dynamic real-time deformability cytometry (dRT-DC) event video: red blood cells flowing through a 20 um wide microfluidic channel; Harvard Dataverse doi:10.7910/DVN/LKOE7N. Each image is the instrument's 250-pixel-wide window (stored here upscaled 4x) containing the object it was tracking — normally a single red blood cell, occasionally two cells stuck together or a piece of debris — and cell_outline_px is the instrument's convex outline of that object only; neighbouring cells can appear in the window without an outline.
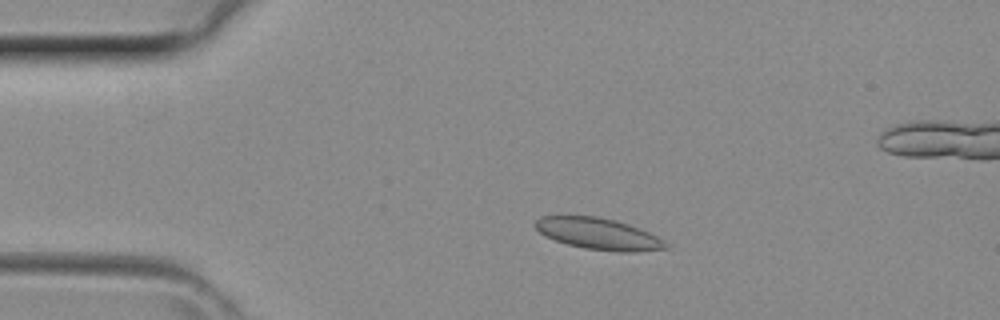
{"species": "common noctule bat (a hibernating species)", "species_latin": "Nyctalus noctula", "temperature_condition": "room temperature", "stored_images_in_passage": 42, "camera_frame_rate_fps": 3000, "um_per_image_px": 0.085, "animal": {"sex": "female", "body_mass_g": 29.2, "forearm_length_mm": 56.3}, "frame": {"image": 1, "passage_image": 8, "time_ms": 2.333, "image_size_px": [1000, 320], "cell_outline_px": [[668, 248], [636, 252], [616, 252], [584, 248], [568, 244], [544, 236], [532, 224], [540, 216], [596, 216], [616, 220], [628, 224], [648, 232], [664, 240], [668, 244]], "centroid_in_image_um": [50.86, 19.87], "position_along_channel_um": 34.1, "area_um2": 23.93}}
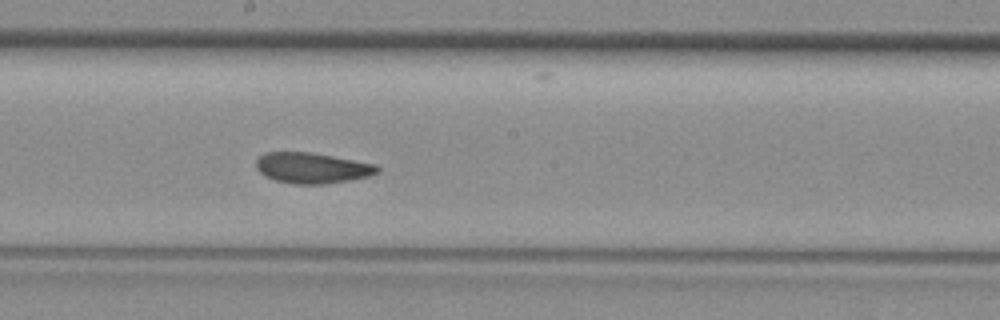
{"frame": {"image": 2, "passage_image": 22, "time_ms": 7.0, "image_size_px": [1000, 320], "cell_outline_px": [[380, 172], [368, 176], [352, 180], [324, 184], [296, 184], [276, 180], [260, 172], [256, 168], [256, 160], [264, 152], [308, 152], [332, 156], [376, 164], [380, 168]], "centroid_in_image_um": [26.56, 14.27], "position_along_channel_um": 221.6, "area_um2": 21.56}}
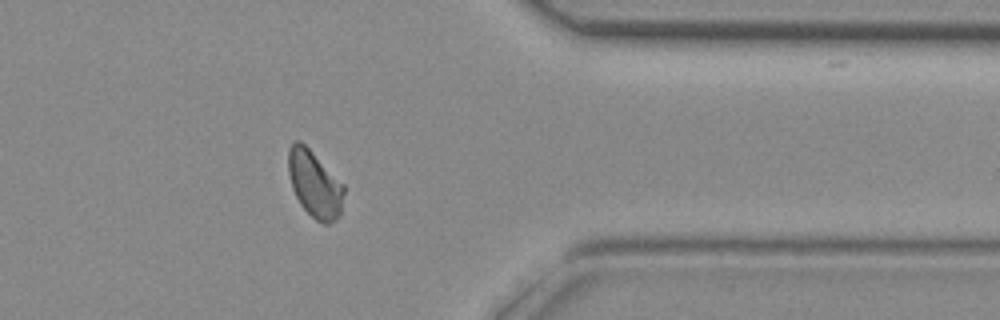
{"frame": {"image": 3, "passage_image": 33, "time_ms": 10.667, "image_size_px": [1000, 320], "cell_outline_px": [[344, 192], [340, 216], [336, 220], [328, 224], [324, 224], [316, 220], [300, 204], [292, 188], [288, 172], [288, 148], [296, 140], [300, 140], [344, 184]], "centroid_in_image_um": [26.75, 15.66], "position_along_channel_um": 384.7, "area_um2": 21.5}}